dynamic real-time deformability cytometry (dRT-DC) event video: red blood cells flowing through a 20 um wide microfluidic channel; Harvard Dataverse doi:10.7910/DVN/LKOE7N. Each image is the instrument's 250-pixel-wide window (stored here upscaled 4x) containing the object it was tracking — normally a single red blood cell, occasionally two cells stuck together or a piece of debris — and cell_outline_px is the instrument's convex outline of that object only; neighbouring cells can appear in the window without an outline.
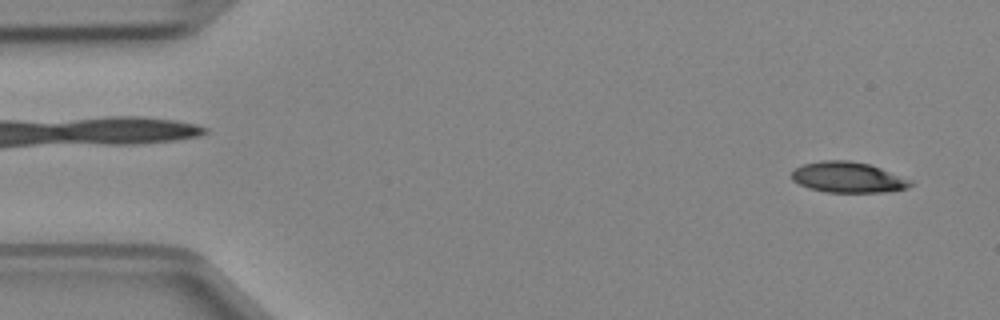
{"species": "Egyptian fruit bat (a non-hibernating species)", "species_latin": "Rousettus aegyptiacus", "temperature_condition": "cold", "stored_images_in_passage": 4, "camera_frame_rate_fps": 3000, "um_per_image_px": 0.085, "animal": {"sex": "female"}, "frame": {"image": 1, "passage_image": 4, "time_ms": 1.0, "image_size_px": [1000, 320], "cell_outline_px": [[916, 184], [908, 188], [888, 192], [824, 192], [808, 188], [792, 180], [792, 172], [796, 168], [804, 164], [820, 160], [848, 160], [872, 164], [916, 180]], "centroid_in_image_um": [72.2, 15.07], "position_along_channel_um": 12.8, "area_um2": 21.85}}